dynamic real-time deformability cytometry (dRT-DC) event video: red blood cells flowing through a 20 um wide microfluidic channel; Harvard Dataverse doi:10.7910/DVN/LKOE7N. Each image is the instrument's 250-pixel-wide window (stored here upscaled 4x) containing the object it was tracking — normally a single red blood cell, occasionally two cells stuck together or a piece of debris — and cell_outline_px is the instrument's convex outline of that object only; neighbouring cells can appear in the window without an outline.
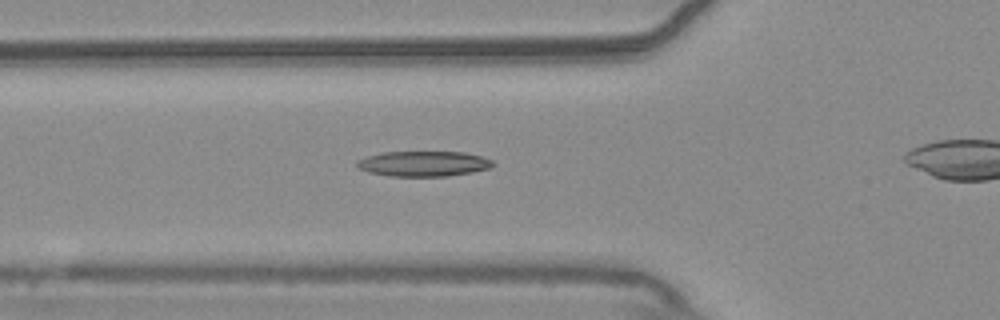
{"species": "common noctule bat (a hibernating species)", "species_latin": "Nyctalus noctula", "temperature_condition": "warm", "stored_images_in_passage": 44, "camera_frame_rate_fps": 3000, "um_per_image_px": 0.085, "animal": {"sex": "male", "body_mass_g": 20.4}, "frame": {"image": 1, "passage_image": 19, "time_ms": 6.0, "image_size_px": [1000, 320], "cell_outline_px": [[496, 164], [492, 168], [472, 172], [448, 176], [388, 176], [368, 172], [360, 168], [356, 164], [356, 160], [368, 156], [384, 152], [464, 152], [480, 156], [492, 160]], "centroid_in_image_um": [36.03, 13.92], "position_along_channel_um": 89.8, "area_um2": 20.06}}
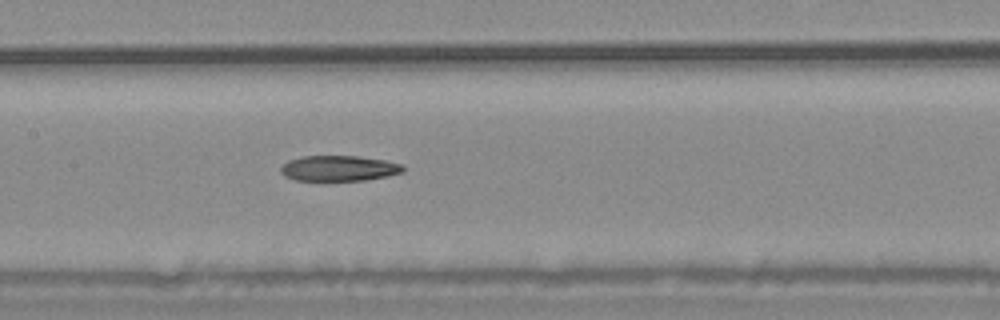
{"frame": {"image": 2, "passage_image": 26, "time_ms": 8.333, "image_size_px": [1000, 320], "cell_outline_px": [[404, 172], [388, 176], [364, 180], [296, 180], [284, 176], [280, 172], [280, 168], [288, 160], [304, 156], [356, 156], [384, 160], [400, 164], [404, 168]], "centroid_in_image_um": [28.79, 14.3], "position_along_channel_um": 178.6, "area_um2": 18.03}}
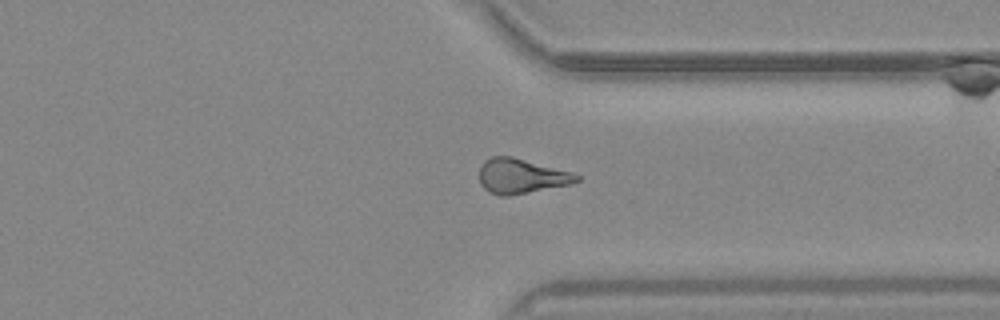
{"frame": {"image": 3, "passage_image": 41, "time_ms": 13.333, "image_size_px": [1000, 320], "cell_outline_px": [[580, 180], [572, 184], [508, 196], [500, 196], [488, 192], [480, 184], [480, 168], [484, 160], [492, 156], [512, 156], [572, 172], [580, 176]], "centroid_in_image_um": [44.3, 14.97], "position_along_channel_um": 367.1, "area_um2": 19.83}}